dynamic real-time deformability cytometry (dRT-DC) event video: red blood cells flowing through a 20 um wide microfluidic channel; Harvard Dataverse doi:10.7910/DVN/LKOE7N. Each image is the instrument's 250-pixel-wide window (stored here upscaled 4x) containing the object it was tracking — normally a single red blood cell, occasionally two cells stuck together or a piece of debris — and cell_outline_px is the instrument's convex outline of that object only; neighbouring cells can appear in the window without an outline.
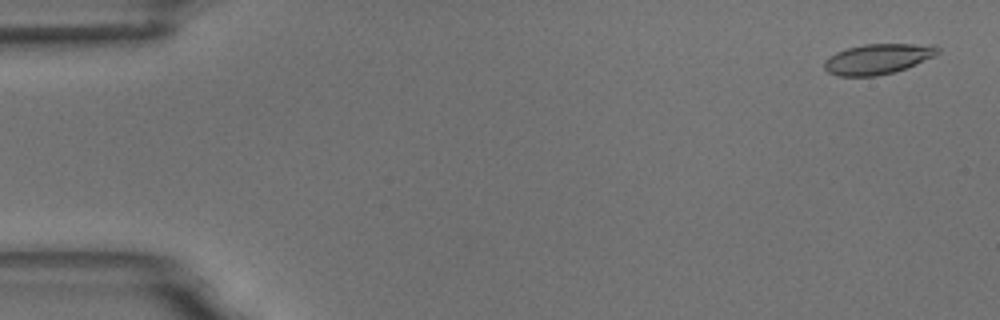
{"species": "common noctule bat (a hibernating species)", "species_latin": "Nyctalus noctula", "temperature_condition": "room temperature", "stored_images_in_passage": 5, "camera_frame_rate_fps": 3000, "um_per_image_px": 0.085, "animal": {"sex": "male", "body_mass_g": 18.8}, "frame": {"image": 1, "passage_image": 1, "time_ms": 0.0, "image_size_px": [1000, 320], "cell_outline_px": [[940, 52], [936, 56], [916, 64], [892, 72], [876, 76], [836, 76], [828, 72], [824, 68], [824, 60], [828, 56], [836, 52], [848, 48], [864, 44], [932, 44], [940, 48]], "centroid_in_image_um": [74.61, 5.0], "position_along_channel_um": 10.4, "area_um2": 20.11}}
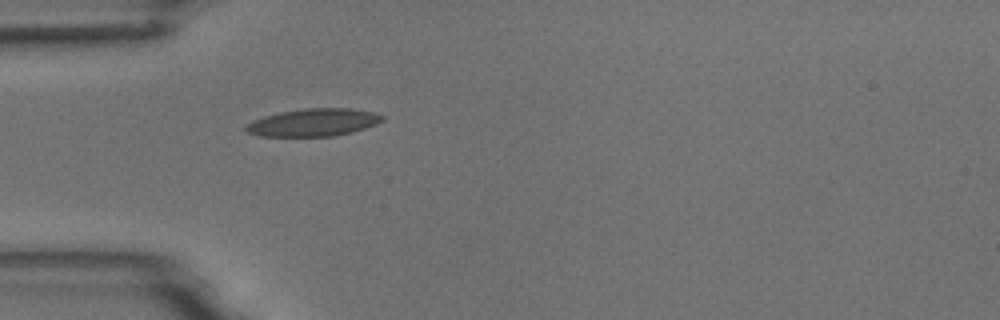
{"frame": {"image": 2, "passage_image": 5, "time_ms": 4.667, "image_size_px": [1000, 320], "cell_outline_px": [[384, 120], [376, 124], [352, 132], [332, 136], [260, 136], [248, 132], [244, 128], [252, 120], [264, 116], [280, 112], [304, 108], [348, 108], [376, 112], [384, 116]], "centroid_in_image_um": [26.66, 10.4], "position_along_channel_um": 58.3, "area_um2": 21.91}}